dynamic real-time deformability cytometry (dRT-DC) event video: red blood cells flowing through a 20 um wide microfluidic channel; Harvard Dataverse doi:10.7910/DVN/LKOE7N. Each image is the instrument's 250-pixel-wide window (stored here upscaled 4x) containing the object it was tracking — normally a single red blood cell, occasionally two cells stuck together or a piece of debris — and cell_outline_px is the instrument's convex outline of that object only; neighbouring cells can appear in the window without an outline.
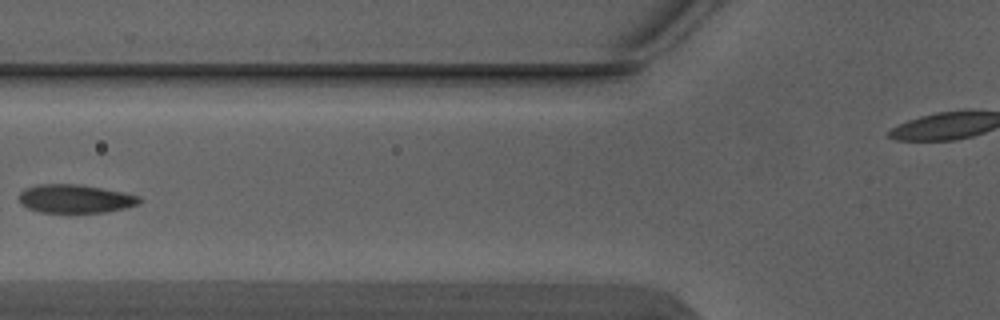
{"species": "Egyptian fruit bat (a non-hibernating species)", "species_latin": "Rousettus aegyptiacus", "temperature_condition": "warm", "stored_images_in_passage": 7, "camera_frame_rate_fps": 3000, "um_per_image_px": 0.085, "animal": {"sex": "male"}, "frame": {"image": 1, "passage_image": 5, "time_ms": 1.333, "image_size_px": [1000, 320], "cell_outline_px": [[144, 200], [136, 204], [124, 208], [108, 212], [40, 212], [28, 208], [20, 204], [20, 192], [24, 188], [36, 184], [76, 184], [124, 192], [140, 196]], "centroid_in_image_um": [6.38, 16.89], "position_along_channel_um": 119.4, "area_um2": 19.94}}